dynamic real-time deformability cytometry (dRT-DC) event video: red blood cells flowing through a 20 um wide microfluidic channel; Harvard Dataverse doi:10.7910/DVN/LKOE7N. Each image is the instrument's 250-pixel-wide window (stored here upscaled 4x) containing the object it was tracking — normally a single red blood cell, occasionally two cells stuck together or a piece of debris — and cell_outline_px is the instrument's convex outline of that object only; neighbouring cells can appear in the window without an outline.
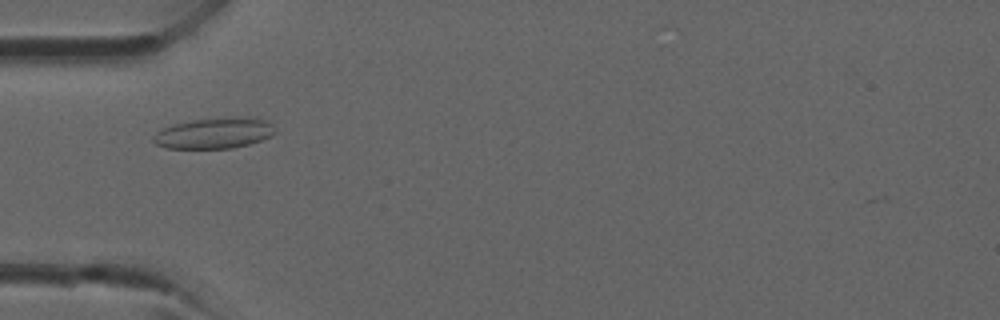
{"species": "common noctule bat (a hibernating species)", "species_latin": "Nyctalus noctula", "temperature_condition": "room temperature", "stored_images_in_passage": 29, "camera_frame_rate_fps": 3000, "um_per_image_px": 0.085, "animal": {"sex": "male", "forearm_length_mm": 52.5}, "frame": {"image": 1, "passage_image": 1, "time_ms": 0.0, "image_size_px": [1000, 320], "cell_outline_px": [[276, 132], [272, 136], [248, 144], [232, 148], [164, 148], [156, 144], [152, 140], [152, 136], [156, 132], [172, 124], [192, 120], [236, 116], [256, 116], [272, 124], [276, 128]], "centroid_in_image_um": [18.24, 11.3], "position_along_channel_um": 66.8, "area_um2": 22.2}}
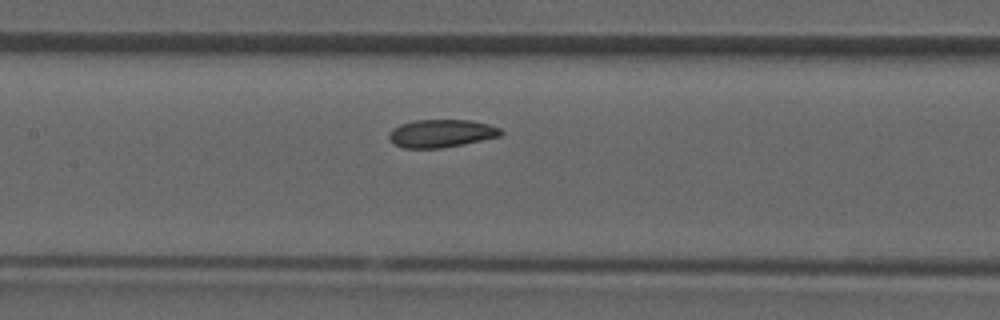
{"frame": {"image": 2, "passage_image": 7, "time_ms": 2.0, "image_size_px": [1000, 320], "cell_outline_px": [[504, 132], [500, 136], [464, 144], [444, 148], [404, 148], [396, 144], [388, 136], [388, 132], [392, 128], [400, 124], [416, 120], [472, 120], [488, 124], [500, 128]], "centroid_in_image_um": [37.52, 11.33], "position_along_channel_um": 169.9, "area_um2": 18.21}}
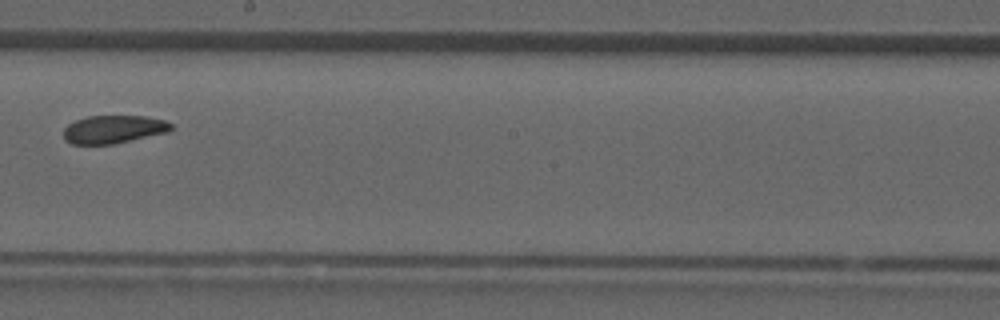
{"frame": {"image": 3, "passage_image": 11, "time_ms": 3.333, "image_size_px": [1000, 320], "cell_outline_px": [[172, 128], [168, 132], [112, 144], [72, 144], [64, 140], [64, 128], [68, 124], [76, 120], [88, 116], [148, 116], [164, 120], [172, 124]], "centroid_in_image_um": [9.64, 10.99], "position_along_channel_um": 238.6, "area_um2": 17.51}}